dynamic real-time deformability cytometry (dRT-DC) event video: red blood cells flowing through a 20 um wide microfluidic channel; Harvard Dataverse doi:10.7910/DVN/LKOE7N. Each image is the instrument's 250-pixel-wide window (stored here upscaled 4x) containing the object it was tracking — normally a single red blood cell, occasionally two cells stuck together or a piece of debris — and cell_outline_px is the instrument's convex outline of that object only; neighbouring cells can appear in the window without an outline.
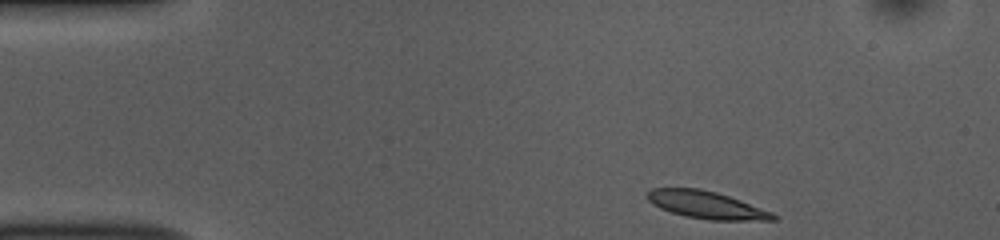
{"species": "common noctule bat (a hibernating species)", "species_latin": "Nyctalus noctula", "temperature_condition": "room temperature", "stored_images_in_passage": 47, "camera_frame_rate_fps": 3000, "um_per_image_px": 0.085, "animal": {"sex": "female", "body_mass_g": 10.0, "forearm_length_mm": 53.1}, "frame": {"image": 1, "passage_image": 1, "time_ms": 0.0, "image_size_px": [1000, 240], "cell_outline_px": [[780, 216], [776, 220], [708, 220], [684, 216], [660, 208], [652, 204], [644, 196], [652, 188], [700, 188], [716, 192], [740, 200], [772, 212]], "centroid_in_image_um": [60.03, 17.42], "position_along_channel_um": 25.0, "area_um2": 20.17}}
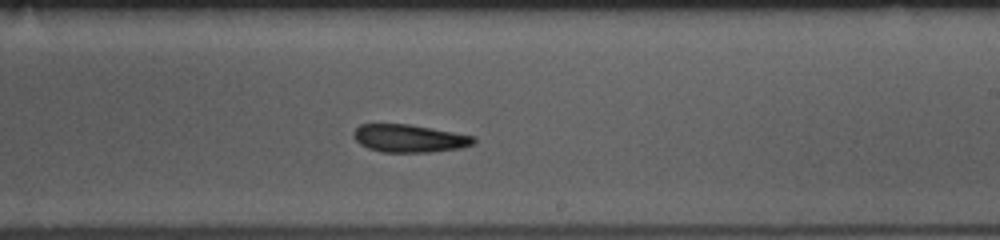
{"frame": {"image": 2, "passage_image": 25, "time_ms": 8.0, "image_size_px": [1000, 240], "cell_outline_px": [[476, 144], [460, 148], [428, 152], [380, 152], [368, 148], [360, 144], [352, 136], [352, 132], [360, 124], [408, 124], [432, 128], [476, 136]], "centroid_in_image_um": [34.8, 11.76], "position_along_channel_um": 254.2, "area_um2": 19.59}}
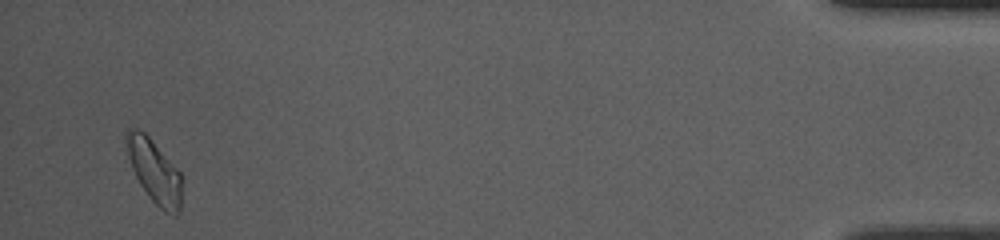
{"frame": {"image": 3, "passage_image": 45, "time_ms": 14.667, "image_size_px": [1000, 240], "cell_outline_px": [[180, 212], [176, 216], [164, 212], [152, 200], [140, 184], [132, 168], [124, 144], [124, 132], [128, 128], [136, 128], [144, 132], [148, 136], [180, 172]], "centroid_in_image_um": [13.07, 14.53], "position_along_channel_um": 422.1, "area_um2": 20.29}, "authors_computed_cell_mechanics": {"area_um2": 19.941, "velocity_mm_per_s": 3.6974, "shape_relaxation_time_tau1_ms": 5.5378, "shape_relaxation_time_tau2_ms": null, "deformation_change_tau1": 0.1316, "deformation_change_tau2": null}}